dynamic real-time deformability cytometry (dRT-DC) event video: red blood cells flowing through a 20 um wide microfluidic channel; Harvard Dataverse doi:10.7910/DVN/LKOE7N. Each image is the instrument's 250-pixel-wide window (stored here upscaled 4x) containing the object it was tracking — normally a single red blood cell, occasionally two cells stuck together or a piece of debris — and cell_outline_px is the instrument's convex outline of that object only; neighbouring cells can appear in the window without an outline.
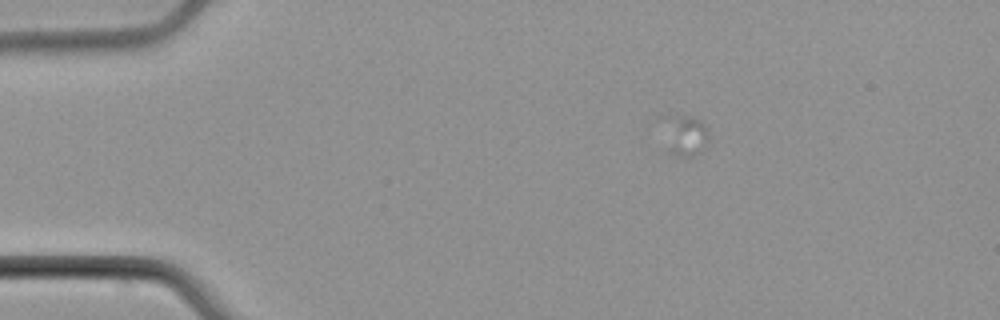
{"species": "common noctule bat (a hibernating species)", "species_latin": "Nyctalus noctula", "temperature_condition": "cold", "stored_images_in_passage": 3, "camera_frame_rate_fps": 3000, "um_per_image_px": 0.085, "animal": {"sex": "male", "body_mass_g": 21.5, "forearm_length_mm": 52.0}, "frame": {"image": 1, "passage_image": 1, "time_ms": 0.0, "image_size_px": [1000, 320], "cell_outline_px": [[708, 140], [704, 148], [700, 152], [692, 156], [676, 156], [668, 152], [656, 116], [692, 116], [700, 120], [708, 128]], "centroid_in_image_um": [58.09, 11.45], "position_along_channel_um": 26.9, "area_um2": 11.79}}